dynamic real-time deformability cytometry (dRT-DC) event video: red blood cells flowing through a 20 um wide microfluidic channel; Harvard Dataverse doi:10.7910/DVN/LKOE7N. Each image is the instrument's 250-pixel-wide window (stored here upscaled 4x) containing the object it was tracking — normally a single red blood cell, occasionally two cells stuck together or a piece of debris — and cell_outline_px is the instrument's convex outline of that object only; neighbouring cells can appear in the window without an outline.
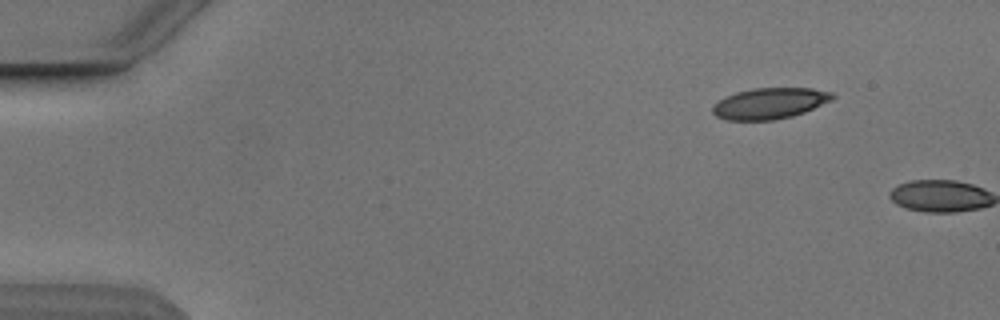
{"species": "Egyptian fruit bat (a non-hibernating species)", "species_latin": "Rousettus aegyptiacus", "temperature_condition": "cold", "stored_images_in_passage": 2, "camera_frame_rate_fps": 3000, "um_per_image_px": 0.085, "animal": {"sex": "male"}, "frame": {"image": 1, "passage_image": 1, "time_ms": 0.0, "image_size_px": [1000, 320], "cell_outline_px": [[836, 96], [832, 100], [804, 112], [792, 116], [776, 120], [728, 120], [716, 116], [712, 112], [712, 104], [724, 96], [736, 92], [752, 88], [812, 88], [832, 92]], "centroid_in_image_um": [65.4, 8.78], "position_along_channel_um": 19.6, "area_um2": 21.85}}